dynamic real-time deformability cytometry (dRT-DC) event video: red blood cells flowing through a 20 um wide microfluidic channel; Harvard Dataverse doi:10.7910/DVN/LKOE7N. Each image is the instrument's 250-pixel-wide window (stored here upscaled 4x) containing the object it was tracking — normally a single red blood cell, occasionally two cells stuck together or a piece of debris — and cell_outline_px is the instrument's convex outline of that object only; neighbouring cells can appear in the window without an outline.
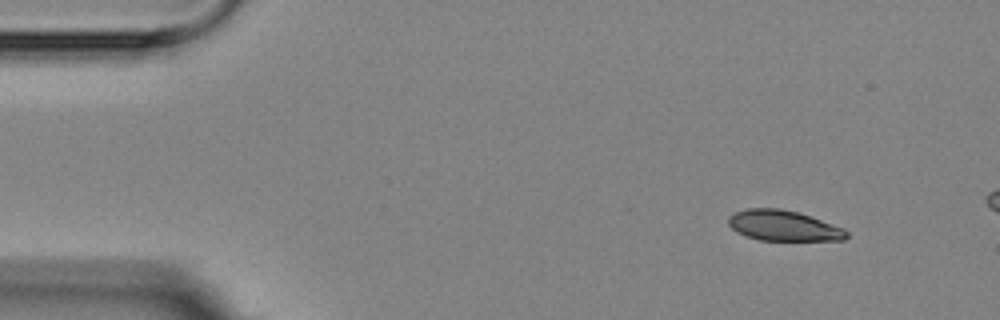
{"species": "Egyptian fruit bat (a non-hibernating species)", "species_latin": "Rousettus aegyptiacus", "temperature_condition": "room temperature", "stored_images_in_passage": 4, "camera_frame_rate_fps": 3000, "um_per_image_px": 0.085, "animal": {"sex": "female"}, "frame": {"image": 1, "passage_image": 1, "time_ms": 0.0, "image_size_px": [1000, 320], "cell_outline_px": [[848, 236], [844, 240], [760, 240], [736, 232], [728, 224], [728, 216], [736, 212], [748, 208], [780, 208], [796, 212], [844, 228], [848, 232]], "centroid_in_image_um": [66.58, 19.18], "position_along_channel_um": 18.4, "area_um2": 20.75}}